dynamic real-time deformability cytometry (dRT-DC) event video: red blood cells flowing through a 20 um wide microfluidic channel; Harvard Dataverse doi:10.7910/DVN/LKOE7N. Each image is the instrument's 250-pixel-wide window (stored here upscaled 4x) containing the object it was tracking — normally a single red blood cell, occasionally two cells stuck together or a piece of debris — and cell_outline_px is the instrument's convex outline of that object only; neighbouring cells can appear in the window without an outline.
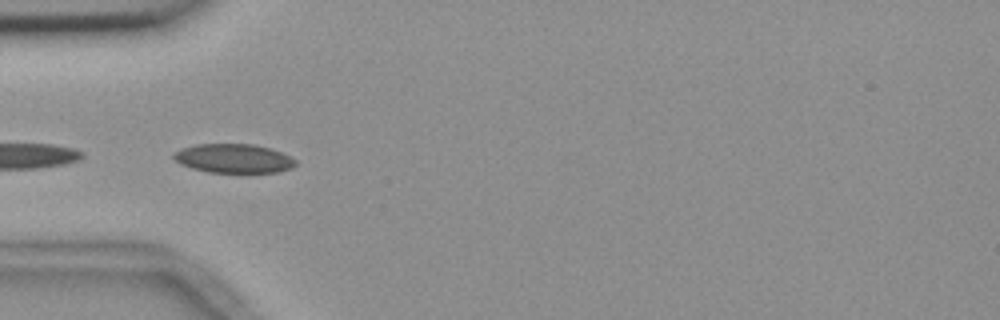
{"species": "common noctule bat (a hibernating species)", "species_latin": "Nyctalus noctula", "temperature_condition": "room temperature", "stored_images_in_passage": 32, "camera_frame_rate_fps": 3000, "um_per_image_px": 0.085, "animal": {"sex": "female", "body_mass_g": 18.4}, "frame": {"image": 1, "passage_image": 5, "time_ms": 1.333, "image_size_px": [1000, 320], "cell_outline_px": [[296, 164], [292, 168], [280, 172], [208, 172], [192, 168], [180, 164], [172, 156], [172, 152], [180, 148], [196, 144], [252, 144], [268, 148], [280, 152], [296, 160]], "centroid_in_image_um": [19.82, 13.46], "position_along_channel_um": 65.2, "area_um2": 20.58}, "authors_computed_cell_mechanics": {"area_um2": 19.6809, "velocity_mm_per_s": 3.6224, "shape_relaxation_time_tau1_ms": 7.5723, "shape_relaxation_time_tau2_ms": 3.8845, "deformation_change_tau1": 0.1596, "deformation_change_tau2": 0.0847}}